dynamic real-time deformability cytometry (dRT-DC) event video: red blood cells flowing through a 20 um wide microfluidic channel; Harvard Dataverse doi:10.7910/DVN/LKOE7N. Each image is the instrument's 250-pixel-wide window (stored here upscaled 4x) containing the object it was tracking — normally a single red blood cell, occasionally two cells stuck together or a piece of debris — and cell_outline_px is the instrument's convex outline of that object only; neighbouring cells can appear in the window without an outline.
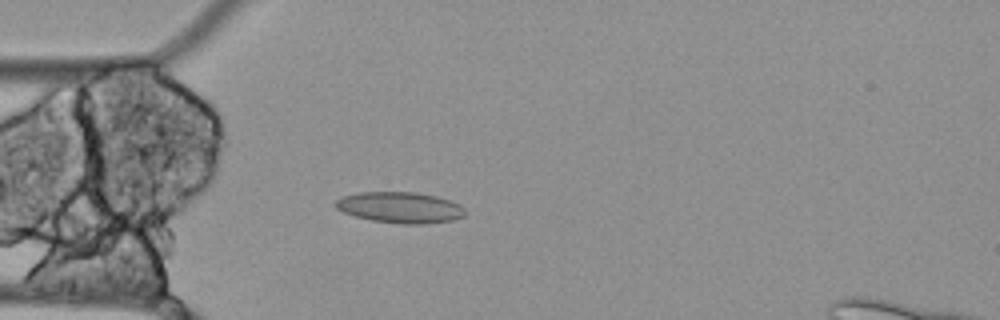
{"species": "Egyptian fruit bat (a non-hibernating species)", "species_latin": "Rousettus aegyptiacus", "temperature_condition": "cold", "stored_images_in_passage": 58, "camera_frame_rate_fps": 3000, "um_per_image_px": 0.085, "animal": {"sex": "female"}, "frame": {"image": 1, "passage_image": 16, "time_ms": 5.0, "image_size_px": [1000, 320], "cell_outline_px": [[464, 216], [452, 220], [424, 224], [400, 224], [372, 220], [356, 216], [344, 212], [336, 208], [332, 204], [340, 196], [360, 192], [416, 192], [436, 196], [460, 204], [464, 208]], "centroid_in_image_um": [33.98, 17.63], "position_along_channel_um": 51.0, "area_um2": 23.47}}
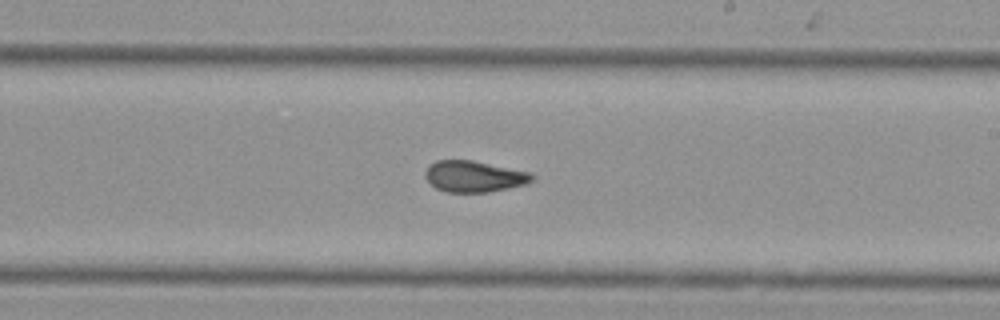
{"frame": {"image": 2, "passage_image": 33, "time_ms": 10.667, "image_size_px": [1000, 320], "cell_outline_px": [[536, 176], [532, 180], [524, 184], [508, 188], [488, 192], [444, 192], [436, 188], [424, 176], [424, 172], [428, 164], [436, 160], [472, 160], [528, 172]], "centroid_in_image_um": [40.24, 14.99], "position_along_channel_um": 248.8, "area_um2": 19.36}}
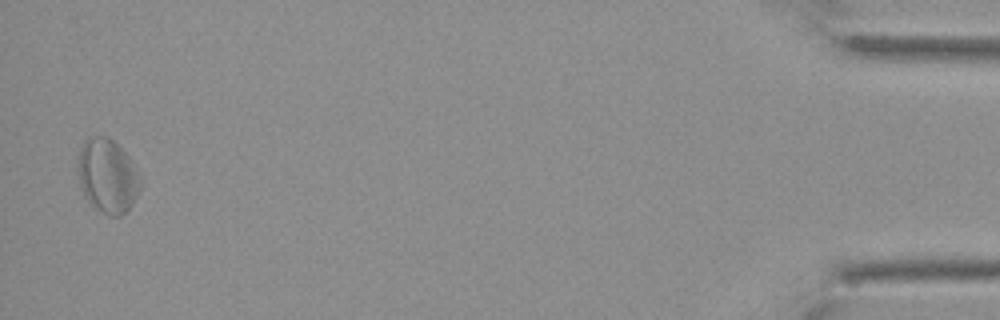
{"frame": {"image": 3, "passage_image": 56, "time_ms": 18.333, "image_size_px": [1000, 320], "cell_outline_px": [[140, 188], [132, 204], [120, 216], [108, 216], [92, 204], [84, 196], [80, 188], [76, 168], [80, 148], [84, 140], [88, 136], [108, 136], [128, 156], [140, 176]], "centroid_in_image_um": [9.09, 14.93], "position_along_channel_um": 426.1, "area_um2": 26.93}, "authors_computed_cell_mechanics": {"area_um2": 21.5305, "velocity_mm_per_s": 3.4527, "shape_relaxation_time_tau1_ms": null, "shape_relaxation_time_tau2_ms": 2.7957, "deformation_change_tau1": null, "deformation_change_tau2": 0.0951}}